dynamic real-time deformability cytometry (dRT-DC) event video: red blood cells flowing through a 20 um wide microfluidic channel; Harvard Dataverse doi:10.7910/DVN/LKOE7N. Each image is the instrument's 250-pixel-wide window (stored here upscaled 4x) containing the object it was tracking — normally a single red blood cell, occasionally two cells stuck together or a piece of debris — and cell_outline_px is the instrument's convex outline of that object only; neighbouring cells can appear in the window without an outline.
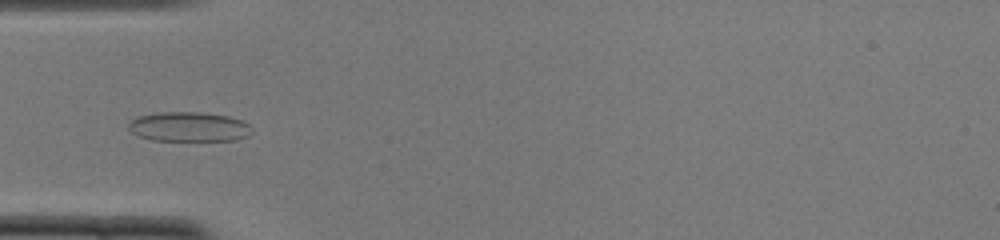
{"species": "common noctule bat (a hibernating species)", "species_latin": "Nyctalus noctula", "temperature_condition": "cold", "stored_images_in_passage": 49, "camera_frame_rate_fps": 3000, "um_per_image_px": 0.085, "animal": {"sex": "female", "body_mass_g": 22.0, "forearm_length_mm": 56.7}, "frame": {"image": 1, "passage_image": 15, "time_ms": 4.667, "image_size_px": [1000, 240], "cell_outline_px": [[252, 132], [248, 136], [236, 140], [152, 140], [136, 136], [128, 128], [128, 124], [136, 116], [156, 112], [200, 112], [228, 116], [240, 120], [248, 124], [252, 128]], "centroid_in_image_um": [16.03, 10.77], "position_along_channel_um": 69.0, "area_um2": 21.39}}
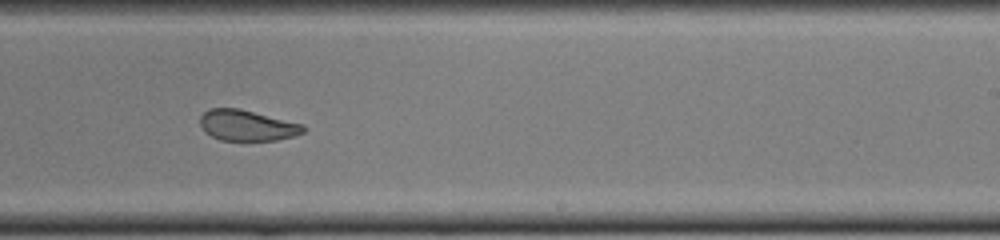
{"frame": {"image": 2, "passage_image": 30, "time_ms": 9.667, "image_size_px": [1000, 240], "cell_outline_px": [[304, 132], [292, 136], [276, 140], [220, 140], [204, 132], [200, 124], [200, 116], [208, 108], [240, 108], [304, 124]], "centroid_in_image_um": [20.97, 10.64], "position_along_channel_um": 268.0, "area_um2": 18.55}}
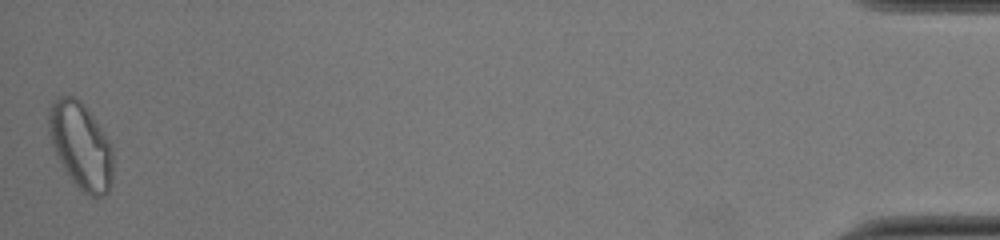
{"frame": {"image": 3, "passage_image": 49, "time_ms": 16.0, "image_size_px": [1000, 240], "cell_outline_px": [[112, 184], [108, 192], [104, 196], [92, 196], [84, 192], [72, 180], [64, 168], [52, 144], [48, 132], [48, 108], [52, 100], [60, 96], [72, 96], [80, 100], [84, 104], [104, 132], [112, 144]], "centroid_in_image_um": [6.87, 12.35], "position_along_channel_um": 428.3, "area_um2": 32.31}, "authors_computed_cell_mechanics": {"area_um2": 21.8484, "velocity_mm_per_s": 3.9816, "shape_relaxation_time_tau1_ms": null, "shape_relaxation_time_tau2_ms": 1.7216, "deformation_change_tau1": null, "deformation_change_tau2": 0.059}}